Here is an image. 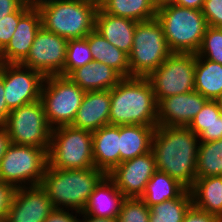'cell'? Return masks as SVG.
Returning a JSON list of instances; mask_svg holds the SVG:
<instances>
[{"label":"cell","mask_w":222,"mask_h":222,"mask_svg":"<svg viewBox=\"0 0 222 222\" xmlns=\"http://www.w3.org/2000/svg\"><path fill=\"white\" fill-rule=\"evenodd\" d=\"M174 5L202 10L204 5V0H175Z\"/></svg>","instance_id":"7bdbcfd3"},{"label":"cell","mask_w":222,"mask_h":222,"mask_svg":"<svg viewBox=\"0 0 222 222\" xmlns=\"http://www.w3.org/2000/svg\"><path fill=\"white\" fill-rule=\"evenodd\" d=\"M85 95L68 76L53 75L44 78L40 100L49 126L72 125Z\"/></svg>","instance_id":"9c48e42d"},{"label":"cell","mask_w":222,"mask_h":222,"mask_svg":"<svg viewBox=\"0 0 222 222\" xmlns=\"http://www.w3.org/2000/svg\"><path fill=\"white\" fill-rule=\"evenodd\" d=\"M199 138L188 127L157 126L152 152L158 171L168 174L190 190L197 179Z\"/></svg>","instance_id":"6da1fadb"},{"label":"cell","mask_w":222,"mask_h":222,"mask_svg":"<svg viewBox=\"0 0 222 222\" xmlns=\"http://www.w3.org/2000/svg\"><path fill=\"white\" fill-rule=\"evenodd\" d=\"M98 4L102 1V0H95Z\"/></svg>","instance_id":"681fc988"},{"label":"cell","mask_w":222,"mask_h":222,"mask_svg":"<svg viewBox=\"0 0 222 222\" xmlns=\"http://www.w3.org/2000/svg\"><path fill=\"white\" fill-rule=\"evenodd\" d=\"M175 0H152L154 6L159 9L160 7L169 5V4H174Z\"/></svg>","instance_id":"7dc6e473"},{"label":"cell","mask_w":222,"mask_h":222,"mask_svg":"<svg viewBox=\"0 0 222 222\" xmlns=\"http://www.w3.org/2000/svg\"><path fill=\"white\" fill-rule=\"evenodd\" d=\"M25 0H0V21L11 13L16 12Z\"/></svg>","instance_id":"60d3db41"},{"label":"cell","mask_w":222,"mask_h":222,"mask_svg":"<svg viewBox=\"0 0 222 222\" xmlns=\"http://www.w3.org/2000/svg\"><path fill=\"white\" fill-rule=\"evenodd\" d=\"M96 169L107 175L120 164V125H106L92 132Z\"/></svg>","instance_id":"d6986e66"},{"label":"cell","mask_w":222,"mask_h":222,"mask_svg":"<svg viewBox=\"0 0 222 222\" xmlns=\"http://www.w3.org/2000/svg\"><path fill=\"white\" fill-rule=\"evenodd\" d=\"M110 107V90L85 92L72 126L94 132L109 125Z\"/></svg>","instance_id":"ac0fdd59"},{"label":"cell","mask_w":222,"mask_h":222,"mask_svg":"<svg viewBox=\"0 0 222 222\" xmlns=\"http://www.w3.org/2000/svg\"><path fill=\"white\" fill-rule=\"evenodd\" d=\"M2 125L10 143L43 148L48 153L52 128L47 122L41 100L11 110Z\"/></svg>","instance_id":"30bf717a"},{"label":"cell","mask_w":222,"mask_h":222,"mask_svg":"<svg viewBox=\"0 0 222 222\" xmlns=\"http://www.w3.org/2000/svg\"><path fill=\"white\" fill-rule=\"evenodd\" d=\"M87 42L93 61H99L116 70L123 78L130 77L129 55L106 40L97 30L90 32Z\"/></svg>","instance_id":"603a6c76"},{"label":"cell","mask_w":222,"mask_h":222,"mask_svg":"<svg viewBox=\"0 0 222 222\" xmlns=\"http://www.w3.org/2000/svg\"><path fill=\"white\" fill-rule=\"evenodd\" d=\"M29 10L24 3L16 12L6 15L0 21V52L7 46L15 32L19 19Z\"/></svg>","instance_id":"e575fe53"},{"label":"cell","mask_w":222,"mask_h":222,"mask_svg":"<svg viewBox=\"0 0 222 222\" xmlns=\"http://www.w3.org/2000/svg\"><path fill=\"white\" fill-rule=\"evenodd\" d=\"M156 171L155 156L151 150L121 162L107 176L125 198H141L147 183Z\"/></svg>","instance_id":"5bb4252c"},{"label":"cell","mask_w":222,"mask_h":222,"mask_svg":"<svg viewBox=\"0 0 222 222\" xmlns=\"http://www.w3.org/2000/svg\"><path fill=\"white\" fill-rule=\"evenodd\" d=\"M55 0H25L29 9H40L42 6L54 2Z\"/></svg>","instance_id":"bcb514c9"},{"label":"cell","mask_w":222,"mask_h":222,"mask_svg":"<svg viewBox=\"0 0 222 222\" xmlns=\"http://www.w3.org/2000/svg\"><path fill=\"white\" fill-rule=\"evenodd\" d=\"M219 106L215 100H208L201 111L194 117L188 128L197 136H199L207 126L216 122L221 115Z\"/></svg>","instance_id":"836d02e7"},{"label":"cell","mask_w":222,"mask_h":222,"mask_svg":"<svg viewBox=\"0 0 222 222\" xmlns=\"http://www.w3.org/2000/svg\"><path fill=\"white\" fill-rule=\"evenodd\" d=\"M41 26L39 9H29L19 19L12 38L0 52V63H21L29 54L35 35Z\"/></svg>","instance_id":"e0dca14e"},{"label":"cell","mask_w":222,"mask_h":222,"mask_svg":"<svg viewBox=\"0 0 222 222\" xmlns=\"http://www.w3.org/2000/svg\"><path fill=\"white\" fill-rule=\"evenodd\" d=\"M171 54L157 18L137 22L129 54L130 77H148Z\"/></svg>","instance_id":"52a82bcc"},{"label":"cell","mask_w":222,"mask_h":222,"mask_svg":"<svg viewBox=\"0 0 222 222\" xmlns=\"http://www.w3.org/2000/svg\"><path fill=\"white\" fill-rule=\"evenodd\" d=\"M82 219L79 222H118V218H97L88 214L80 213Z\"/></svg>","instance_id":"f6af8a7d"},{"label":"cell","mask_w":222,"mask_h":222,"mask_svg":"<svg viewBox=\"0 0 222 222\" xmlns=\"http://www.w3.org/2000/svg\"><path fill=\"white\" fill-rule=\"evenodd\" d=\"M202 13L208 26L222 28V0H204Z\"/></svg>","instance_id":"d590c367"},{"label":"cell","mask_w":222,"mask_h":222,"mask_svg":"<svg viewBox=\"0 0 222 222\" xmlns=\"http://www.w3.org/2000/svg\"><path fill=\"white\" fill-rule=\"evenodd\" d=\"M10 110L7 107L5 98H4V81L3 75L0 72V125H2L8 117Z\"/></svg>","instance_id":"b9f144b4"},{"label":"cell","mask_w":222,"mask_h":222,"mask_svg":"<svg viewBox=\"0 0 222 222\" xmlns=\"http://www.w3.org/2000/svg\"><path fill=\"white\" fill-rule=\"evenodd\" d=\"M215 101L217 102L219 109L222 113V94L217 99H215Z\"/></svg>","instance_id":"c3c4849f"},{"label":"cell","mask_w":222,"mask_h":222,"mask_svg":"<svg viewBox=\"0 0 222 222\" xmlns=\"http://www.w3.org/2000/svg\"><path fill=\"white\" fill-rule=\"evenodd\" d=\"M14 191L15 188L13 186L0 181V221H5Z\"/></svg>","instance_id":"8d00e7d4"},{"label":"cell","mask_w":222,"mask_h":222,"mask_svg":"<svg viewBox=\"0 0 222 222\" xmlns=\"http://www.w3.org/2000/svg\"><path fill=\"white\" fill-rule=\"evenodd\" d=\"M99 4L95 0H55L42 6V26L67 40L85 38L95 30Z\"/></svg>","instance_id":"277c9868"},{"label":"cell","mask_w":222,"mask_h":222,"mask_svg":"<svg viewBox=\"0 0 222 222\" xmlns=\"http://www.w3.org/2000/svg\"><path fill=\"white\" fill-rule=\"evenodd\" d=\"M54 209L40 185L16 188L4 222H44Z\"/></svg>","instance_id":"9a60e30c"},{"label":"cell","mask_w":222,"mask_h":222,"mask_svg":"<svg viewBox=\"0 0 222 222\" xmlns=\"http://www.w3.org/2000/svg\"><path fill=\"white\" fill-rule=\"evenodd\" d=\"M150 208L141 198H125L118 215V222H149Z\"/></svg>","instance_id":"d6a6232c"},{"label":"cell","mask_w":222,"mask_h":222,"mask_svg":"<svg viewBox=\"0 0 222 222\" xmlns=\"http://www.w3.org/2000/svg\"><path fill=\"white\" fill-rule=\"evenodd\" d=\"M190 191L196 208L222 220V176L197 178Z\"/></svg>","instance_id":"d4e9b609"},{"label":"cell","mask_w":222,"mask_h":222,"mask_svg":"<svg viewBox=\"0 0 222 222\" xmlns=\"http://www.w3.org/2000/svg\"><path fill=\"white\" fill-rule=\"evenodd\" d=\"M99 7L107 14L136 22L151 20L157 16V8L152 0H102Z\"/></svg>","instance_id":"4316f807"},{"label":"cell","mask_w":222,"mask_h":222,"mask_svg":"<svg viewBox=\"0 0 222 222\" xmlns=\"http://www.w3.org/2000/svg\"><path fill=\"white\" fill-rule=\"evenodd\" d=\"M80 213L75 210L55 208L44 222H79Z\"/></svg>","instance_id":"74e56055"},{"label":"cell","mask_w":222,"mask_h":222,"mask_svg":"<svg viewBox=\"0 0 222 222\" xmlns=\"http://www.w3.org/2000/svg\"><path fill=\"white\" fill-rule=\"evenodd\" d=\"M196 175L197 178L222 176V139L199 143Z\"/></svg>","instance_id":"f546056e"},{"label":"cell","mask_w":222,"mask_h":222,"mask_svg":"<svg viewBox=\"0 0 222 222\" xmlns=\"http://www.w3.org/2000/svg\"><path fill=\"white\" fill-rule=\"evenodd\" d=\"M207 101L195 90L161 99L157 105L158 126L188 127Z\"/></svg>","instance_id":"2e32d148"},{"label":"cell","mask_w":222,"mask_h":222,"mask_svg":"<svg viewBox=\"0 0 222 222\" xmlns=\"http://www.w3.org/2000/svg\"><path fill=\"white\" fill-rule=\"evenodd\" d=\"M196 55L222 64V28L208 26Z\"/></svg>","instance_id":"1f68e13d"},{"label":"cell","mask_w":222,"mask_h":222,"mask_svg":"<svg viewBox=\"0 0 222 222\" xmlns=\"http://www.w3.org/2000/svg\"><path fill=\"white\" fill-rule=\"evenodd\" d=\"M137 22L105 13L100 7L96 14L95 30L128 55L131 53Z\"/></svg>","instance_id":"ffe728a7"},{"label":"cell","mask_w":222,"mask_h":222,"mask_svg":"<svg viewBox=\"0 0 222 222\" xmlns=\"http://www.w3.org/2000/svg\"><path fill=\"white\" fill-rule=\"evenodd\" d=\"M192 205V193L186 189L176 199L151 206L149 222H183L186 212Z\"/></svg>","instance_id":"f1b7e54d"},{"label":"cell","mask_w":222,"mask_h":222,"mask_svg":"<svg viewBox=\"0 0 222 222\" xmlns=\"http://www.w3.org/2000/svg\"><path fill=\"white\" fill-rule=\"evenodd\" d=\"M67 41L41 26L35 35L29 54L20 64L40 72L44 77L62 75Z\"/></svg>","instance_id":"7c38bea8"},{"label":"cell","mask_w":222,"mask_h":222,"mask_svg":"<svg viewBox=\"0 0 222 222\" xmlns=\"http://www.w3.org/2000/svg\"><path fill=\"white\" fill-rule=\"evenodd\" d=\"M124 199L115 183L106 176L92 192L81 213L97 218H118Z\"/></svg>","instance_id":"44dd1931"},{"label":"cell","mask_w":222,"mask_h":222,"mask_svg":"<svg viewBox=\"0 0 222 222\" xmlns=\"http://www.w3.org/2000/svg\"><path fill=\"white\" fill-rule=\"evenodd\" d=\"M156 127L120 125V163L150 152Z\"/></svg>","instance_id":"cb8c5ba5"},{"label":"cell","mask_w":222,"mask_h":222,"mask_svg":"<svg viewBox=\"0 0 222 222\" xmlns=\"http://www.w3.org/2000/svg\"><path fill=\"white\" fill-rule=\"evenodd\" d=\"M47 157L52 168H94L92 132L72 125L53 128Z\"/></svg>","instance_id":"8992f818"},{"label":"cell","mask_w":222,"mask_h":222,"mask_svg":"<svg viewBox=\"0 0 222 222\" xmlns=\"http://www.w3.org/2000/svg\"><path fill=\"white\" fill-rule=\"evenodd\" d=\"M9 144L10 140L6 128L3 125H0V160L2 159Z\"/></svg>","instance_id":"ee69618b"},{"label":"cell","mask_w":222,"mask_h":222,"mask_svg":"<svg viewBox=\"0 0 222 222\" xmlns=\"http://www.w3.org/2000/svg\"><path fill=\"white\" fill-rule=\"evenodd\" d=\"M107 174L99 169L64 170L46 166L40 186L54 208L82 212L90 195Z\"/></svg>","instance_id":"3957f363"},{"label":"cell","mask_w":222,"mask_h":222,"mask_svg":"<svg viewBox=\"0 0 222 222\" xmlns=\"http://www.w3.org/2000/svg\"><path fill=\"white\" fill-rule=\"evenodd\" d=\"M93 61L87 38L69 39L62 76H68L73 70Z\"/></svg>","instance_id":"4dcf8cb0"},{"label":"cell","mask_w":222,"mask_h":222,"mask_svg":"<svg viewBox=\"0 0 222 222\" xmlns=\"http://www.w3.org/2000/svg\"><path fill=\"white\" fill-rule=\"evenodd\" d=\"M47 165L43 148L10 143L0 160V181L15 189L40 185Z\"/></svg>","instance_id":"ba28073f"},{"label":"cell","mask_w":222,"mask_h":222,"mask_svg":"<svg viewBox=\"0 0 222 222\" xmlns=\"http://www.w3.org/2000/svg\"><path fill=\"white\" fill-rule=\"evenodd\" d=\"M194 90L208 100L222 94V64L196 55Z\"/></svg>","instance_id":"484cf974"},{"label":"cell","mask_w":222,"mask_h":222,"mask_svg":"<svg viewBox=\"0 0 222 222\" xmlns=\"http://www.w3.org/2000/svg\"><path fill=\"white\" fill-rule=\"evenodd\" d=\"M198 138L200 142H211L222 139V114L216 122L207 126V129Z\"/></svg>","instance_id":"ab89813d"},{"label":"cell","mask_w":222,"mask_h":222,"mask_svg":"<svg viewBox=\"0 0 222 222\" xmlns=\"http://www.w3.org/2000/svg\"><path fill=\"white\" fill-rule=\"evenodd\" d=\"M196 54L172 53L147 78L157 103L166 97L194 90Z\"/></svg>","instance_id":"8fae6325"},{"label":"cell","mask_w":222,"mask_h":222,"mask_svg":"<svg viewBox=\"0 0 222 222\" xmlns=\"http://www.w3.org/2000/svg\"><path fill=\"white\" fill-rule=\"evenodd\" d=\"M183 222H222V220L192 205L186 212Z\"/></svg>","instance_id":"f35d334b"},{"label":"cell","mask_w":222,"mask_h":222,"mask_svg":"<svg viewBox=\"0 0 222 222\" xmlns=\"http://www.w3.org/2000/svg\"><path fill=\"white\" fill-rule=\"evenodd\" d=\"M110 93L109 125L158 126V103L147 77L123 78Z\"/></svg>","instance_id":"7a4b0ae2"},{"label":"cell","mask_w":222,"mask_h":222,"mask_svg":"<svg viewBox=\"0 0 222 222\" xmlns=\"http://www.w3.org/2000/svg\"><path fill=\"white\" fill-rule=\"evenodd\" d=\"M186 188L168 174L156 171L146 185L141 199L149 208L161 202L178 198Z\"/></svg>","instance_id":"83f0119b"},{"label":"cell","mask_w":222,"mask_h":222,"mask_svg":"<svg viewBox=\"0 0 222 222\" xmlns=\"http://www.w3.org/2000/svg\"><path fill=\"white\" fill-rule=\"evenodd\" d=\"M68 77L83 91L111 90L123 77L99 61H92L73 70Z\"/></svg>","instance_id":"7402d4cb"},{"label":"cell","mask_w":222,"mask_h":222,"mask_svg":"<svg viewBox=\"0 0 222 222\" xmlns=\"http://www.w3.org/2000/svg\"><path fill=\"white\" fill-rule=\"evenodd\" d=\"M156 18L172 53H197L208 27L202 10L169 4L157 9Z\"/></svg>","instance_id":"5b68a950"},{"label":"cell","mask_w":222,"mask_h":222,"mask_svg":"<svg viewBox=\"0 0 222 222\" xmlns=\"http://www.w3.org/2000/svg\"><path fill=\"white\" fill-rule=\"evenodd\" d=\"M4 81V98L8 109L40 100L44 76L20 63H0Z\"/></svg>","instance_id":"4fadbf2b"}]
</instances>
